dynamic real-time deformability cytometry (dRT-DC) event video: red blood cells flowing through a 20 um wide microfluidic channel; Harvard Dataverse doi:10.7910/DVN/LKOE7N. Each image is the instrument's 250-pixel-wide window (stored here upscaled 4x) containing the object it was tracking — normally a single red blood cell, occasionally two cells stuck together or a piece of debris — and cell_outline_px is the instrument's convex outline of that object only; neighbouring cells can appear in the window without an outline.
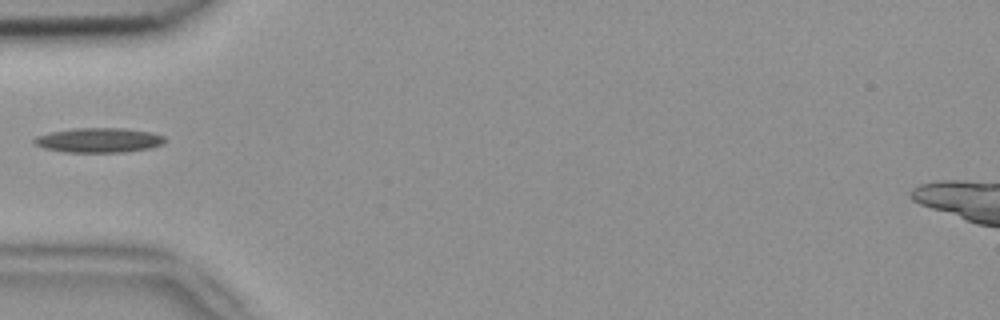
{"species": "common noctule bat (a hibernating species)", "species_latin": "Nyctalus noctula", "temperature_condition": "room temperature", "stored_images_in_passage": 4, "camera_frame_rate_fps": 3000, "um_per_image_px": 0.085, "animal": {"sex": "female", "body_mass_g": 18.4}, "frame": {"image": 1, "passage_image": 3, "time_ms": 0.667, "image_size_px": [1000, 320], "cell_outline_px": [[164, 144], [148, 148], [124, 152], [64, 152], [44, 148], [36, 144], [32, 140], [36, 136], [52, 132], [72, 128], [124, 128], [152, 132], [164, 136]], "centroid_in_image_um": [8.4, 11.91], "position_along_channel_um": 76.6, "area_um2": 18.73}}